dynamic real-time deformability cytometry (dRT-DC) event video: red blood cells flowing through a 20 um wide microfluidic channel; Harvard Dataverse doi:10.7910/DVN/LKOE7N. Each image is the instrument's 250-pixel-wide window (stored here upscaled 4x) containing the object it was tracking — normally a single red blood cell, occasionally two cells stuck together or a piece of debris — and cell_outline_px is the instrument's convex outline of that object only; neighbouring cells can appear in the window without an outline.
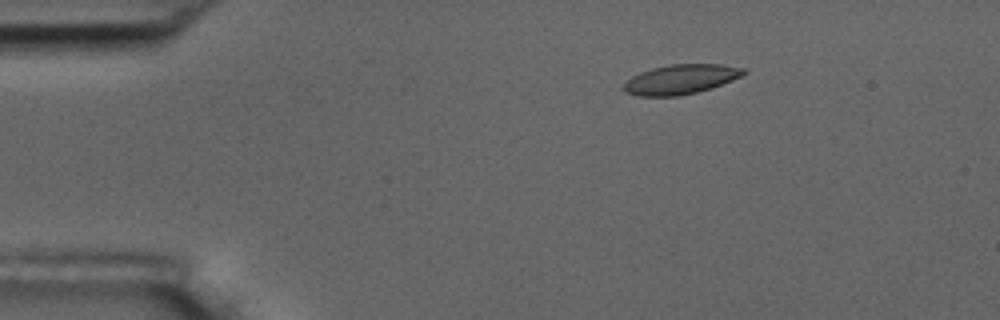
{"species": "common noctule bat (a hibernating species)", "species_latin": "Nyctalus noctula", "temperature_condition": "room temperature", "stored_images_in_passage": 4, "camera_frame_rate_fps": 3000, "um_per_image_px": 0.085, "animal": {"sex": "male", "body_mass_g": 17.5, "forearm_length_mm": 52.3}, "frame": {"image": 1, "passage_image": 2, "time_ms": 2.0, "image_size_px": [1000, 320], "cell_outline_px": [[748, 72], [732, 80], [712, 88], [696, 92], [676, 96], [640, 96], [624, 92], [620, 88], [632, 76], [640, 72], [652, 68], [672, 64], [720, 64], [744, 68]], "centroid_in_image_um": [57.84, 6.74], "position_along_channel_um": 27.2, "area_um2": 20.69}}